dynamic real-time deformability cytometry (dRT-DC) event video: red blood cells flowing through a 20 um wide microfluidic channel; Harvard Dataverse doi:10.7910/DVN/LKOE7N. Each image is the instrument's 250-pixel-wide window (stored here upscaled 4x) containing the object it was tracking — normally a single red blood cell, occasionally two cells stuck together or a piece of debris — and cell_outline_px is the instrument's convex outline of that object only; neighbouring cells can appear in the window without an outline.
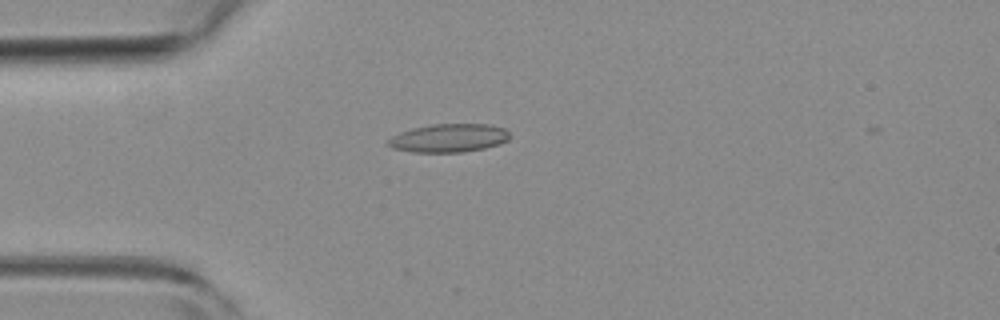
{"species": "common noctule bat (a hibernating species)", "species_latin": "Nyctalus noctula", "temperature_condition": "room temperature", "stored_images_in_passage": 5, "camera_frame_rate_fps": 3000, "um_per_image_px": 0.085, "animal": {"sex": "female", "body_mass_g": 19.3, "forearm_length_mm": 54.1}, "frame": {"image": 1, "passage_image": 4, "time_ms": 1.0, "image_size_px": [1000, 320], "cell_outline_px": [[508, 140], [500, 144], [484, 148], [460, 152], [412, 152], [392, 148], [388, 144], [388, 140], [392, 136], [400, 132], [412, 128], [432, 124], [492, 124], [504, 128], [508, 132]], "centroid_in_image_um": [38.15, 11.72], "position_along_channel_um": 46.9, "area_um2": 20.06}}